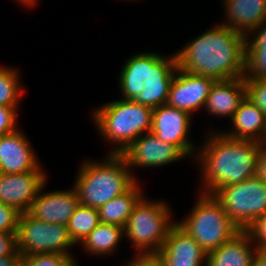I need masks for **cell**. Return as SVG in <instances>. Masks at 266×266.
Masks as SVG:
<instances>
[{"instance_id": "11", "label": "cell", "mask_w": 266, "mask_h": 266, "mask_svg": "<svg viewBox=\"0 0 266 266\" xmlns=\"http://www.w3.org/2000/svg\"><path fill=\"white\" fill-rule=\"evenodd\" d=\"M215 81L212 77L188 73L177 68L166 104L184 110L192 116L204 107Z\"/></svg>"}, {"instance_id": "5", "label": "cell", "mask_w": 266, "mask_h": 266, "mask_svg": "<svg viewBox=\"0 0 266 266\" xmlns=\"http://www.w3.org/2000/svg\"><path fill=\"white\" fill-rule=\"evenodd\" d=\"M169 203L150 200L145 195L133 208L124 227L125 237L130 240L137 256L156 255L176 223L172 221Z\"/></svg>"}, {"instance_id": "38", "label": "cell", "mask_w": 266, "mask_h": 266, "mask_svg": "<svg viewBox=\"0 0 266 266\" xmlns=\"http://www.w3.org/2000/svg\"><path fill=\"white\" fill-rule=\"evenodd\" d=\"M260 146L266 150V131L264 133V136L262 138V140L260 141Z\"/></svg>"}, {"instance_id": "22", "label": "cell", "mask_w": 266, "mask_h": 266, "mask_svg": "<svg viewBox=\"0 0 266 266\" xmlns=\"http://www.w3.org/2000/svg\"><path fill=\"white\" fill-rule=\"evenodd\" d=\"M139 185L137 181L128 191L97 209L100 222L125 227L133 208L146 195Z\"/></svg>"}, {"instance_id": "13", "label": "cell", "mask_w": 266, "mask_h": 266, "mask_svg": "<svg viewBox=\"0 0 266 266\" xmlns=\"http://www.w3.org/2000/svg\"><path fill=\"white\" fill-rule=\"evenodd\" d=\"M47 179L45 171L0 173V203L26 213Z\"/></svg>"}, {"instance_id": "16", "label": "cell", "mask_w": 266, "mask_h": 266, "mask_svg": "<svg viewBox=\"0 0 266 266\" xmlns=\"http://www.w3.org/2000/svg\"><path fill=\"white\" fill-rule=\"evenodd\" d=\"M155 256L163 266H207V253L177 223Z\"/></svg>"}, {"instance_id": "34", "label": "cell", "mask_w": 266, "mask_h": 266, "mask_svg": "<svg viewBox=\"0 0 266 266\" xmlns=\"http://www.w3.org/2000/svg\"><path fill=\"white\" fill-rule=\"evenodd\" d=\"M255 177L266 183V150L261 146L257 151Z\"/></svg>"}, {"instance_id": "37", "label": "cell", "mask_w": 266, "mask_h": 266, "mask_svg": "<svg viewBox=\"0 0 266 266\" xmlns=\"http://www.w3.org/2000/svg\"><path fill=\"white\" fill-rule=\"evenodd\" d=\"M15 1H17L18 4L21 3L22 6H26L27 8L29 7L33 8L36 5L35 3H37L38 0H15Z\"/></svg>"}, {"instance_id": "25", "label": "cell", "mask_w": 266, "mask_h": 266, "mask_svg": "<svg viewBox=\"0 0 266 266\" xmlns=\"http://www.w3.org/2000/svg\"><path fill=\"white\" fill-rule=\"evenodd\" d=\"M99 223L100 218L97 209L79 204L66 227L73 242L78 245Z\"/></svg>"}, {"instance_id": "21", "label": "cell", "mask_w": 266, "mask_h": 266, "mask_svg": "<svg viewBox=\"0 0 266 266\" xmlns=\"http://www.w3.org/2000/svg\"><path fill=\"white\" fill-rule=\"evenodd\" d=\"M150 68V52H141L129 57L119 74V88L122 98L134 101L141 95L144 81L147 80Z\"/></svg>"}, {"instance_id": "32", "label": "cell", "mask_w": 266, "mask_h": 266, "mask_svg": "<svg viewBox=\"0 0 266 266\" xmlns=\"http://www.w3.org/2000/svg\"><path fill=\"white\" fill-rule=\"evenodd\" d=\"M17 250L16 233L0 231V257L13 254Z\"/></svg>"}, {"instance_id": "1", "label": "cell", "mask_w": 266, "mask_h": 266, "mask_svg": "<svg viewBox=\"0 0 266 266\" xmlns=\"http://www.w3.org/2000/svg\"><path fill=\"white\" fill-rule=\"evenodd\" d=\"M201 33L175 52L177 67L216 81L243 77L246 37L221 23Z\"/></svg>"}, {"instance_id": "15", "label": "cell", "mask_w": 266, "mask_h": 266, "mask_svg": "<svg viewBox=\"0 0 266 266\" xmlns=\"http://www.w3.org/2000/svg\"><path fill=\"white\" fill-rule=\"evenodd\" d=\"M30 141L20 128L0 135V173L44 171Z\"/></svg>"}, {"instance_id": "20", "label": "cell", "mask_w": 266, "mask_h": 266, "mask_svg": "<svg viewBox=\"0 0 266 266\" xmlns=\"http://www.w3.org/2000/svg\"><path fill=\"white\" fill-rule=\"evenodd\" d=\"M230 121L233 128L221 132L233 139L260 142L266 131V115L247 97L241 102Z\"/></svg>"}, {"instance_id": "14", "label": "cell", "mask_w": 266, "mask_h": 266, "mask_svg": "<svg viewBox=\"0 0 266 266\" xmlns=\"http://www.w3.org/2000/svg\"><path fill=\"white\" fill-rule=\"evenodd\" d=\"M46 184L47 181L38 191L27 213L39 221L66 226L79 205L77 192L72 187L69 190H52L42 193Z\"/></svg>"}, {"instance_id": "28", "label": "cell", "mask_w": 266, "mask_h": 266, "mask_svg": "<svg viewBox=\"0 0 266 266\" xmlns=\"http://www.w3.org/2000/svg\"><path fill=\"white\" fill-rule=\"evenodd\" d=\"M246 97L266 115V79H245Z\"/></svg>"}, {"instance_id": "26", "label": "cell", "mask_w": 266, "mask_h": 266, "mask_svg": "<svg viewBox=\"0 0 266 266\" xmlns=\"http://www.w3.org/2000/svg\"><path fill=\"white\" fill-rule=\"evenodd\" d=\"M19 70L14 67L0 66V105L19 108L22 89Z\"/></svg>"}, {"instance_id": "31", "label": "cell", "mask_w": 266, "mask_h": 266, "mask_svg": "<svg viewBox=\"0 0 266 266\" xmlns=\"http://www.w3.org/2000/svg\"><path fill=\"white\" fill-rule=\"evenodd\" d=\"M245 231L258 248H266V213L258 217Z\"/></svg>"}, {"instance_id": "36", "label": "cell", "mask_w": 266, "mask_h": 266, "mask_svg": "<svg viewBox=\"0 0 266 266\" xmlns=\"http://www.w3.org/2000/svg\"><path fill=\"white\" fill-rule=\"evenodd\" d=\"M252 266H266V248H258Z\"/></svg>"}, {"instance_id": "29", "label": "cell", "mask_w": 266, "mask_h": 266, "mask_svg": "<svg viewBox=\"0 0 266 266\" xmlns=\"http://www.w3.org/2000/svg\"><path fill=\"white\" fill-rule=\"evenodd\" d=\"M20 212L14 207L0 203V231L16 233Z\"/></svg>"}, {"instance_id": "7", "label": "cell", "mask_w": 266, "mask_h": 266, "mask_svg": "<svg viewBox=\"0 0 266 266\" xmlns=\"http://www.w3.org/2000/svg\"><path fill=\"white\" fill-rule=\"evenodd\" d=\"M16 241L22 256L39 253L73 256L69 248L76 245L65 225L39 221L27 212L20 213Z\"/></svg>"}, {"instance_id": "4", "label": "cell", "mask_w": 266, "mask_h": 266, "mask_svg": "<svg viewBox=\"0 0 266 266\" xmlns=\"http://www.w3.org/2000/svg\"><path fill=\"white\" fill-rule=\"evenodd\" d=\"M92 120L108 144V154H121L140 135L150 132L153 108L132 100H113L96 107Z\"/></svg>"}, {"instance_id": "39", "label": "cell", "mask_w": 266, "mask_h": 266, "mask_svg": "<svg viewBox=\"0 0 266 266\" xmlns=\"http://www.w3.org/2000/svg\"><path fill=\"white\" fill-rule=\"evenodd\" d=\"M264 21L266 22V1H265V20Z\"/></svg>"}, {"instance_id": "9", "label": "cell", "mask_w": 266, "mask_h": 266, "mask_svg": "<svg viewBox=\"0 0 266 266\" xmlns=\"http://www.w3.org/2000/svg\"><path fill=\"white\" fill-rule=\"evenodd\" d=\"M193 116L188 112L168 106L153 108L151 132L160 140L178 147L187 157L195 158L197 145L189 141Z\"/></svg>"}, {"instance_id": "30", "label": "cell", "mask_w": 266, "mask_h": 266, "mask_svg": "<svg viewBox=\"0 0 266 266\" xmlns=\"http://www.w3.org/2000/svg\"><path fill=\"white\" fill-rule=\"evenodd\" d=\"M19 108L0 105V135L14 132L18 129Z\"/></svg>"}, {"instance_id": "24", "label": "cell", "mask_w": 266, "mask_h": 266, "mask_svg": "<svg viewBox=\"0 0 266 266\" xmlns=\"http://www.w3.org/2000/svg\"><path fill=\"white\" fill-rule=\"evenodd\" d=\"M254 34V35H252ZM253 39H252V38ZM245 79H266V22L246 37Z\"/></svg>"}, {"instance_id": "17", "label": "cell", "mask_w": 266, "mask_h": 266, "mask_svg": "<svg viewBox=\"0 0 266 266\" xmlns=\"http://www.w3.org/2000/svg\"><path fill=\"white\" fill-rule=\"evenodd\" d=\"M246 97L245 78L217 80L212 85L204 108L210 116L231 119Z\"/></svg>"}, {"instance_id": "27", "label": "cell", "mask_w": 266, "mask_h": 266, "mask_svg": "<svg viewBox=\"0 0 266 266\" xmlns=\"http://www.w3.org/2000/svg\"><path fill=\"white\" fill-rule=\"evenodd\" d=\"M77 261L73 256L59 253H39L22 256L19 266H73Z\"/></svg>"}, {"instance_id": "10", "label": "cell", "mask_w": 266, "mask_h": 266, "mask_svg": "<svg viewBox=\"0 0 266 266\" xmlns=\"http://www.w3.org/2000/svg\"><path fill=\"white\" fill-rule=\"evenodd\" d=\"M121 155L130 171L134 167H161L188 158L178 147L160 140L151 131L140 135Z\"/></svg>"}, {"instance_id": "6", "label": "cell", "mask_w": 266, "mask_h": 266, "mask_svg": "<svg viewBox=\"0 0 266 266\" xmlns=\"http://www.w3.org/2000/svg\"><path fill=\"white\" fill-rule=\"evenodd\" d=\"M191 212L176 223L206 252L220 247L241 230L213 195L200 192Z\"/></svg>"}, {"instance_id": "19", "label": "cell", "mask_w": 266, "mask_h": 266, "mask_svg": "<svg viewBox=\"0 0 266 266\" xmlns=\"http://www.w3.org/2000/svg\"><path fill=\"white\" fill-rule=\"evenodd\" d=\"M241 230L232 239L207 253V266H252L258 247Z\"/></svg>"}, {"instance_id": "3", "label": "cell", "mask_w": 266, "mask_h": 266, "mask_svg": "<svg viewBox=\"0 0 266 266\" xmlns=\"http://www.w3.org/2000/svg\"><path fill=\"white\" fill-rule=\"evenodd\" d=\"M104 159L81 163L73 185L79 204L99 209L138 181L121 154H107Z\"/></svg>"}, {"instance_id": "2", "label": "cell", "mask_w": 266, "mask_h": 266, "mask_svg": "<svg viewBox=\"0 0 266 266\" xmlns=\"http://www.w3.org/2000/svg\"><path fill=\"white\" fill-rule=\"evenodd\" d=\"M212 132L197 147L195 160L202 173L200 192L214 195L221 187L254 177L260 142L233 139L219 129Z\"/></svg>"}, {"instance_id": "8", "label": "cell", "mask_w": 266, "mask_h": 266, "mask_svg": "<svg viewBox=\"0 0 266 266\" xmlns=\"http://www.w3.org/2000/svg\"><path fill=\"white\" fill-rule=\"evenodd\" d=\"M214 196L240 230H246L266 213V183L255 176L221 187Z\"/></svg>"}, {"instance_id": "12", "label": "cell", "mask_w": 266, "mask_h": 266, "mask_svg": "<svg viewBox=\"0 0 266 266\" xmlns=\"http://www.w3.org/2000/svg\"><path fill=\"white\" fill-rule=\"evenodd\" d=\"M177 68L175 53L163 56L150 51V68L148 78L144 81L145 88L134 101L151 108L165 105Z\"/></svg>"}, {"instance_id": "35", "label": "cell", "mask_w": 266, "mask_h": 266, "mask_svg": "<svg viewBox=\"0 0 266 266\" xmlns=\"http://www.w3.org/2000/svg\"><path fill=\"white\" fill-rule=\"evenodd\" d=\"M21 253L16 250L13 254L0 257V266H19Z\"/></svg>"}, {"instance_id": "33", "label": "cell", "mask_w": 266, "mask_h": 266, "mask_svg": "<svg viewBox=\"0 0 266 266\" xmlns=\"http://www.w3.org/2000/svg\"><path fill=\"white\" fill-rule=\"evenodd\" d=\"M132 259L128 263L126 261L124 266H163L155 255L137 256L135 254Z\"/></svg>"}, {"instance_id": "23", "label": "cell", "mask_w": 266, "mask_h": 266, "mask_svg": "<svg viewBox=\"0 0 266 266\" xmlns=\"http://www.w3.org/2000/svg\"><path fill=\"white\" fill-rule=\"evenodd\" d=\"M123 237L124 227L100 222L79 245L84 252L103 257L118 249Z\"/></svg>"}, {"instance_id": "18", "label": "cell", "mask_w": 266, "mask_h": 266, "mask_svg": "<svg viewBox=\"0 0 266 266\" xmlns=\"http://www.w3.org/2000/svg\"><path fill=\"white\" fill-rule=\"evenodd\" d=\"M266 0H222L225 20L220 22L247 37L265 20Z\"/></svg>"}]
</instances>
